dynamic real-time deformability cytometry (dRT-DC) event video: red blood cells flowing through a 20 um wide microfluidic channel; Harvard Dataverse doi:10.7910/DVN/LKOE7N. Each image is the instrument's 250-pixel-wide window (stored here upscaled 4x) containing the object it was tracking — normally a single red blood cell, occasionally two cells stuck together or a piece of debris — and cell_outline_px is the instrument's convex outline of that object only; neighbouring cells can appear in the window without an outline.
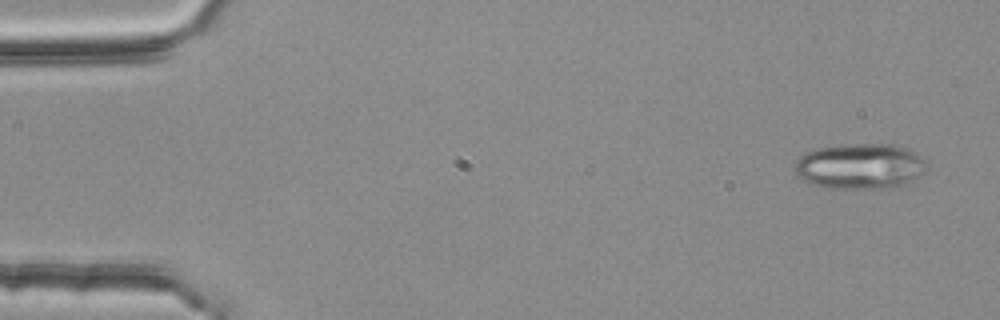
{"species": "common noctule bat (a hibernating species)", "species_latin": "Nyctalus noctula", "temperature_condition": "room temperature", "stored_images_in_passage": 5, "camera_frame_rate_fps": 3000, "um_per_image_px": 0.085, "animal": {"sex": "female", "body_mass_g": 25.1}, "frame": {"image": 1, "passage_image": 1, "time_ms": 0.0, "image_size_px": [1000, 320], "cell_outline_px": [[924, 172], [912, 180], [888, 188], [824, 188], [808, 184], [800, 180], [796, 176], [792, 168], [796, 160], [804, 152], [812, 148], [840, 144], [892, 144], [908, 148], [924, 156]], "centroid_in_image_um": [72.99, 14.11], "position_along_channel_um": 12.0, "area_um2": 35.72}}